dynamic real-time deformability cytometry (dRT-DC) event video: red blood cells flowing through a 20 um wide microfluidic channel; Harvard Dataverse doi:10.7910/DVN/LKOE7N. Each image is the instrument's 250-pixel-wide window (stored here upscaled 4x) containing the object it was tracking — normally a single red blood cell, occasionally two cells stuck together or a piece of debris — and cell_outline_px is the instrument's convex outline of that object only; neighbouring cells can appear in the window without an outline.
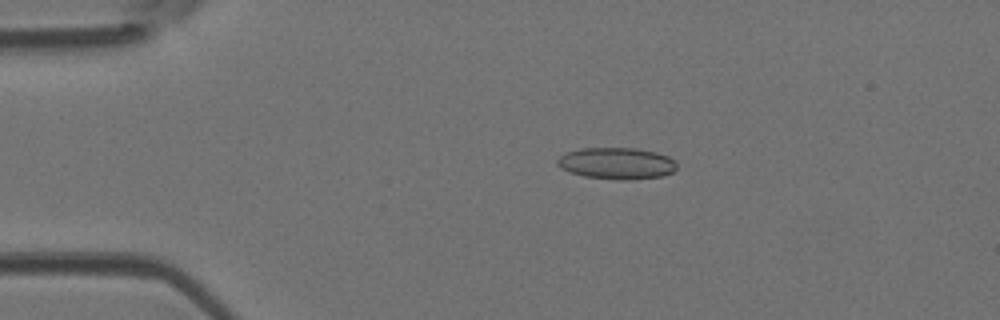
{"species": "Egyptian fruit bat (a non-hibernating species)", "species_latin": "Rousettus aegyptiacus", "temperature_condition": "room temperature", "stored_images_in_passage": 48, "camera_frame_rate_fps": 3000, "um_per_image_px": 0.085, "animal": {"sex": "female"}, "frame": {"image": 1, "passage_image": 10, "time_ms": 3.0, "image_size_px": [1000, 320], "cell_outline_px": [[676, 168], [672, 172], [660, 176], [628, 180], [620, 180], [584, 176], [560, 168], [556, 164], [556, 160], [564, 152], [580, 148], [636, 148], [656, 152], [668, 156], [676, 160]], "centroid_in_image_um": [52.4, 13.87], "position_along_channel_um": 32.6, "area_um2": 22.08}}
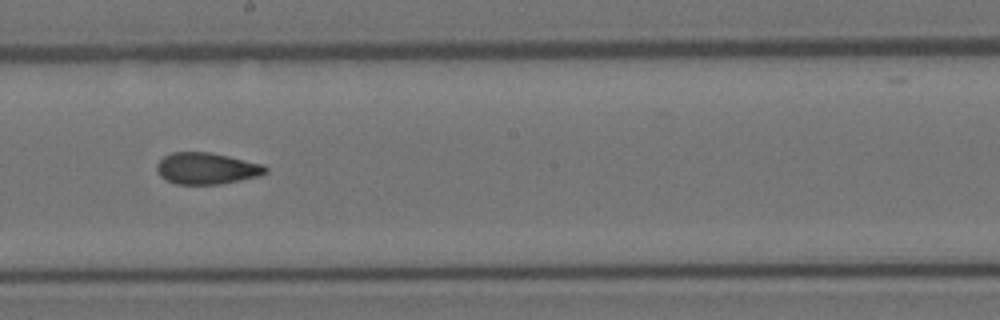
{"frame": {"image": 2, "passage_image": 27, "time_ms": 8.667, "image_size_px": [1000, 320], "cell_outline_px": [[268, 172], [260, 176], [220, 184], [176, 184], [160, 176], [156, 168], [156, 164], [164, 156], [172, 152], [208, 152], [228, 156], [264, 164], [268, 168]], "centroid_in_image_um": [17.59, 14.31], "position_along_channel_um": 230.6, "area_um2": 20.0}}
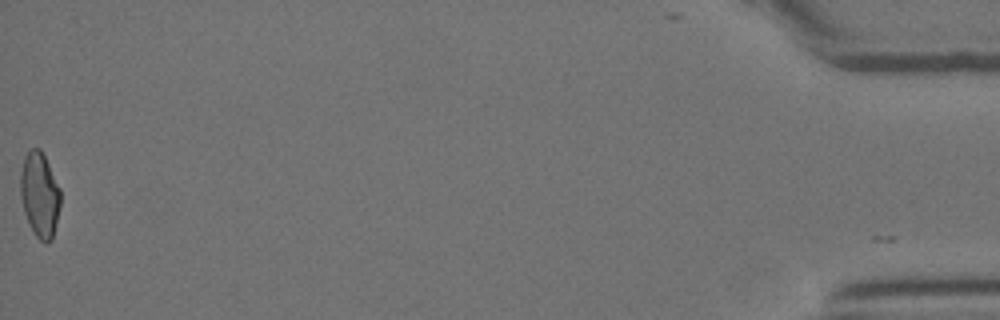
{"frame": {"image": 3, "passage_image": 48, "time_ms": 15.667, "image_size_px": [1000, 320], "cell_outline_px": [[60, 204], [52, 240], [48, 244], [44, 244], [36, 236], [24, 212], [20, 196], [20, 172], [24, 156], [32, 148], [40, 148], [60, 188]], "centroid_in_image_um": [3.36, 16.56], "position_along_channel_um": 431.8, "area_um2": 19.71}, "authors_computed_cell_mechanics": {"area_um2": 20.2878, "velocity_mm_per_s": 4.2894, "shape_relaxation_time_tau1_ms": null, "shape_relaxation_time_tau2_ms": 2.0189, "deformation_change_tau1": null, "deformation_change_tau2": 0.0816}}